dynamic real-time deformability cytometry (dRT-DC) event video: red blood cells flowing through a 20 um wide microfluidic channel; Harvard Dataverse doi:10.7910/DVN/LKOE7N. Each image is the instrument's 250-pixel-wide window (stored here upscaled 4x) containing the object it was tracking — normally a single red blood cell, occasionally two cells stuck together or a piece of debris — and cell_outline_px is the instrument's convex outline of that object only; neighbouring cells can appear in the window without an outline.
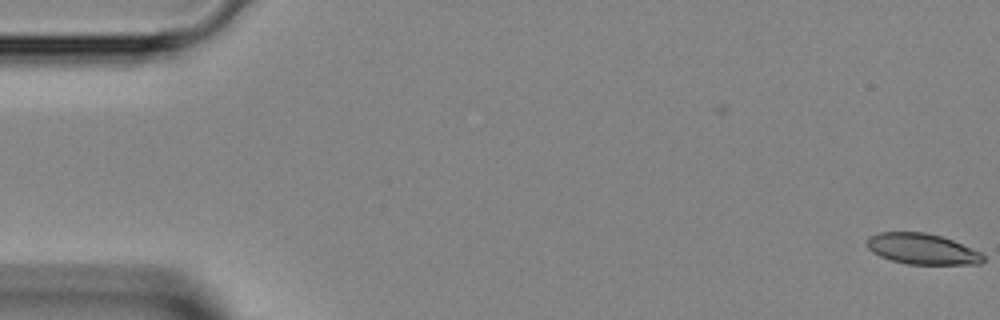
{"species": "Egyptian fruit bat (a non-hibernating species)", "species_latin": "Rousettus aegyptiacus", "temperature_condition": "room temperature", "stored_images_in_passage": 4, "camera_frame_rate_fps": 3000, "um_per_image_px": 0.085, "animal": {"sex": "female"}, "frame": {"image": 1, "passage_image": 4, "time_ms": 1.0, "image_size_px": [1000, 320], "cell_outline_px": [[984, 260], [980, 264], [908, 264], [892, 260], [880, 256], [872, 252], [868, 248], [868, 236], [880, 232], [924, 232], [940, 236], [952, 240], [980, 252], [984, 256]], "centroid_in_image_um": [78.37, 21.16], "position_along_channel_um": 6.6, "area_um2": 20.63}}